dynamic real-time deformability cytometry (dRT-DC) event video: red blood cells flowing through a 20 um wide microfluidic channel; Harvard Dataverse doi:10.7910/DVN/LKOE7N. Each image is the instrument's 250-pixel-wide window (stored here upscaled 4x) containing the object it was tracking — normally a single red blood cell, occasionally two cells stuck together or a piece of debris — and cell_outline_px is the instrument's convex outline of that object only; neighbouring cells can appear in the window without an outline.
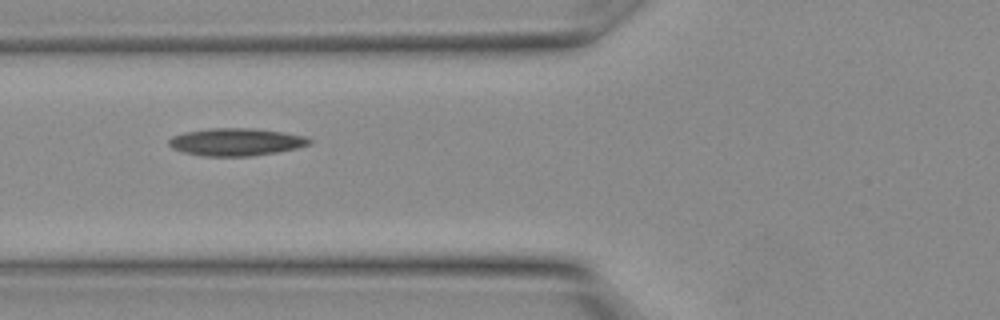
{"species": "Egyptian fruit bat (a non-hibernating species)", "species_latin": "Rousettus aegyptiacus", "temperature_condition": "warm", "stored_images_in_passage": 8, "camera_frame_rate_fps": 3000, "um_per_image_px": 0.085, "animal": {"sex": "female"}, "frame": {"image": 1, "passage_image": 3, "time_ms": 0.667, "image_size_px": [1000, 320], "cell_outline_px": [[312, 144], [296, 148], [276, 152], [252, 156], [204, 156], [184, 152], [172, 148], [168, 144], [168, 140], [172, 136], [184, 132], [212, 128], [252, 128], [280, 132], [304, 136], [312, 140]], "centroid_in_image_um": [20.05, 12.07], "position_along_channel_um": 105.8, "area_um2": 22.43}}
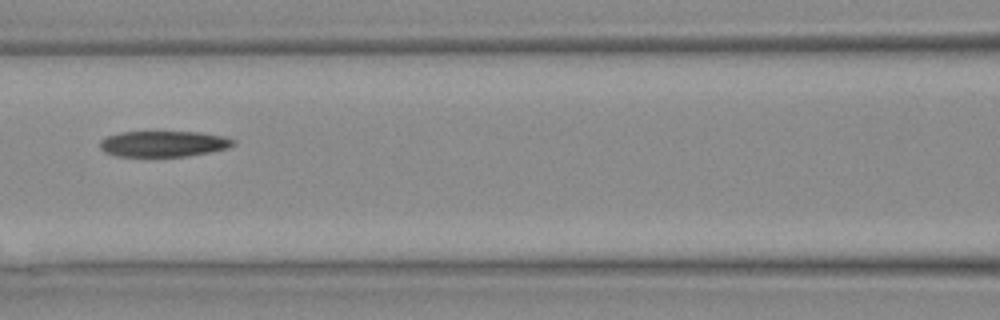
{"frame": {"image": 2, "passage_image": 5, "time_ms": 1.333, "image_size_px": [1000, 320], "cell_outline_px": [[236, 144], [228, 148], [188, 156], [116, 156], [104, 152], [100, 148], [100, 140], [108, 136], [120, 132], [200, 132], [224, 136], [236, 140]], "centroid_in_image_um": [13.91, 12.22], "position_along_channel_um": 152.7, "area_um2": 20.11}}
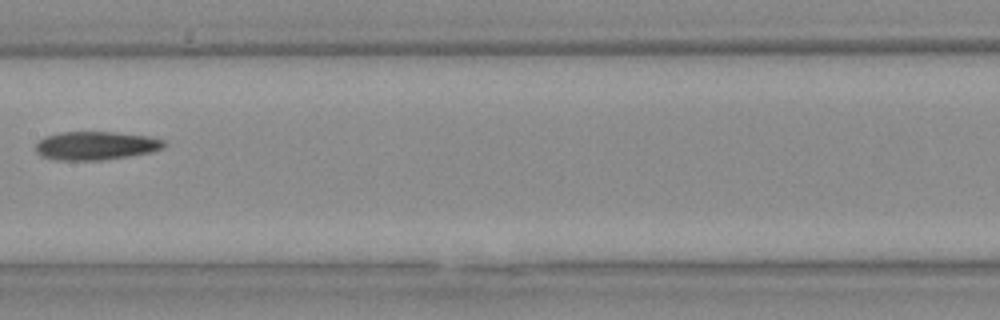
{"frame": {"image": 3, "passage_image": 7, "time_ms": 2.0, "image_size_px": [1000, 320], "cell_outline_px": [[164, 148], [152, 152], [104, 160], [56, 160], [40, 156], [36, 152], [36, 144], [40, 140], [48, 136], [60, 132], [112, 132], [148, 136], [164, 140]], "centroid_in_image_um": [8.14, 12.39], "position_along_channel_um": 199.3, "area_um2": 21.21}}